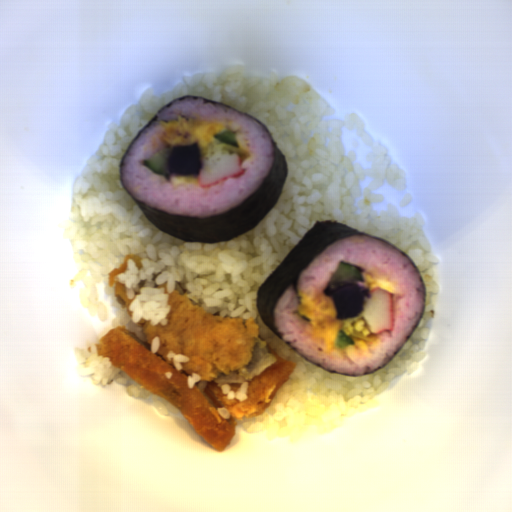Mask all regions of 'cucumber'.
<instances>
[{"label": "cucumber", "instance_id": "cucumber-2", "mask_svg": "<svg viewBox=\"0 0 512 512\" xmlns=\"http://www.w3.org/2000/svg\"><path fill=\"white\" fill-rule=\"evenodd\" d=\"M172 152V148L158 150L147 160H143V165L158 176H164L170 182V175L172 174L167 170V161Z\"/></svg>", "mask_w": 512, "mask_h": 512}, {"label": "cucumber", "instance_id": "cucumber-4", "mask_svg": "<svg viewBox=\"0 0 512 512\" xmlns=\"http://www.w3.org/2000/svg\"><path fill=\"white\" fill-rule=\"evenodd\" d=\"M334 344H336L340 349H345L348 345H355V342L351 336L345 334L341 329L336 335Z\"/></svg>", "mask_w": 512, "mask_h": 512}, {"label": "cucumber", "instance_id": "cucumber-1", "mask_svg": "<svg viewBox=\"0 0 512 512\" xmlns=\"http://www.w3.org/2000/svg\"><path fill=\"white\" fill-rule=\"evenodd\" d=\"M365 272L360 267L341 260L334 274L331 276L327 287L324 289V295L332 296L334 290L345 284H356L357 281L364 282L362 273Z\"/></svg>", "mask_w": 512, "mask_h": 512}, {"label": "cucumber", "instance_id": "cucumber-3", "mask_svg": "<svg viewBox=\"0 0 512 512\" xmlns=\"http://www.w3.org/2000/svg\"><path fill=\"white\" fill-rule=\"evenodd\" d=\"M216 139H218L220 142H223L225 144L232 145L234 147L238 148V139L236 132L230 131V130H224L218 134L213 135Z\"/></svg>", "mask_w": 512, "mask_h": 512}]
</instances>
